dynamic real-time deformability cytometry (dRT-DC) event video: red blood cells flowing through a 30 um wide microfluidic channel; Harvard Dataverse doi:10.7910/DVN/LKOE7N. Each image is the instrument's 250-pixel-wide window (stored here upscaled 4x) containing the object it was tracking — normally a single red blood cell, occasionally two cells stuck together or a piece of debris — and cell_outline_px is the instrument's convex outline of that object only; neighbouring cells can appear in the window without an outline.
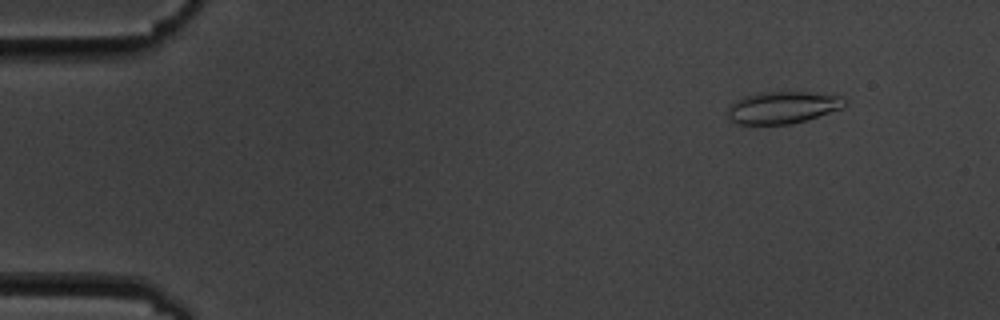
{"species": "common noctule bat (a hibernating species)", "species_latin": "Nyctalus noctula", "temperature_condition": "cold", "stored_images_in_passage": 5, "camera_frame_rate_fps": 3000, "um_per_image_px": 0.085, "animal": {"sex": "male", "body_mass_g": 19.5, "forearm_length_mm": 54.6}, "frame": {"image": 1, "passage_image": 2, "time_ms": 1.0, "image_size_px": [1000, 320], "cell_outline_px": [[848, 104], [844, 108], [808, 120], [792, 124], [736, 124], [728, 116], [728, 108], [736, 100], [744, 96], [764, 92], [808, 92], [840, 96]], "centroid_in_image_um": [66.56, 9.14], "position_along_channel_um": 18.4, "area_um2": 21.91}}
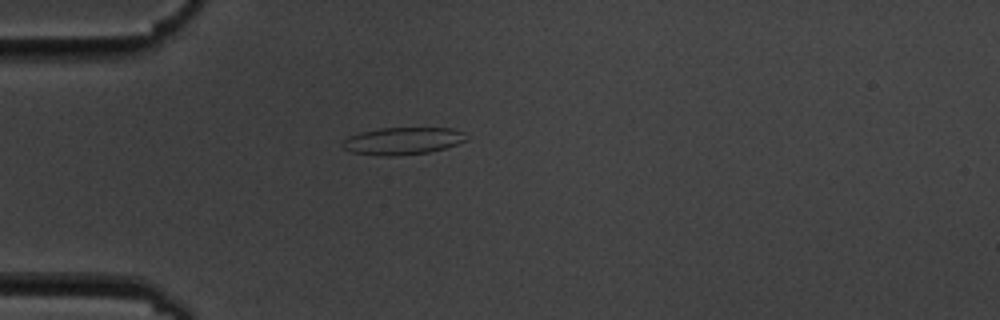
{"frame": {"image": 2, "passage_image": 5, "time_ms": 4.333, "image_size_px": [1000, 320], "cell_outline_px": [[468, 140], [444, 148], [428, 152], [396, 156], [380, 156], [352, 152], [344, 148], [344, 140], [348, 136], [360, 132], [380, 128], [452, 128], [464, 132]], "centroid_in_image_um": [34.24, 11.97], "position_along_channel_um": 50.8, "area_um2": 19.59}}